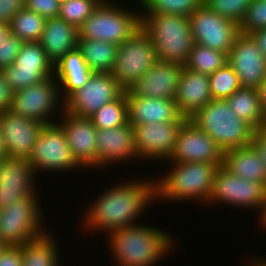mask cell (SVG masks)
<instances>
[{
  "mask_svg": "<svg viewBox=\"0 0 266 266\" xmlns=\"http://www.w3.org/2000/svg\"><path fill=\"white\" fill-rule=\"evenodd\" d=\"M109 188L99 194L82 214L84 232L97 233L99 230L108 235L114 230L135 225L147 207L155 202L153 177L123 180Z\"/></svg>",
  "mask_w": 266,
  "mask_h": 266,
  "instance_id": "1",
  "label": "cell"
},
{
  "mask_svg": "<svg viewBox=\"0 0 266 266\" xmlns=\"http://www.w3.org/2000/svg\"><path fill=\"white\" fill-rule=\"evenodd\" d=\"M173 237L156 226L138 223L110 232L106 241L115 266H156L172 254Z\"/></svg>",
  "mask_w": 266,
  "mask_h": 266,
  "instance_id": "2",
  "label": "cell"
},
{
  "mask_svg": "<svg viewBox=\"0 0 266 266\" xmlns=\"http://www.w3.org/2000/svg\"><path fill=\"white\" fill-rule=\"evenodd\" d=\"M170 162L160 178H154L155 201L181 203L184 201L206 205L212 192L214 176L223 164L213 162ZM170 201V202H169Z\"/></svg>",
  "mask_w": 266,
  "mask_h": 266,
  "instance_id": "3",
  "label": "cell"
},
{
  "mask_svg": "<svg viewBox=\"0 0 266 266\" xmlns=\"http://www.w3.org/2000/svg\"><path fill=\"white\" fill-rule=\"evenodd\" d=\"M141 28L149 35L158 60L185 65L195 44L189 17L141 14Z\"/></svg>",
  "mask_w": 266,
  "mask_h": 266,
  "instance_id": "4",
  "label": "cell"
},
{
  "mask_svg": "<svg viewBox=\"0 0 266 266\" xmlns=\"http://www.w3.org/2000/svg\"><path fill=\"white\" fill-rule=\"evenodd\" d=\"M225 152L252 143L254 129L230 108L226 99H212L189 118Z\"/></svg>",
  "mask_w": 266,
  "mask_h": 266,
  "instance_id": "5",
  "label": "cell"
},
{
  "mask_svg": "<svg viewBox=\"0 0 266 266\" xmlns=\"http://www.w3.org/2000/svg\"><path fill=\"white\" fill-rule=\"evenodd\" d=\"M135 8L103 0L78 28L79 38L122 44L141 27V9Z\"/></svg>",
  "mask_w": 266,
  "mask_h": 266,
  "instance_id": "6",
  "label": "cell"
},
{
  "mask_svg": "<svg viewBox=\"0 0 266 266\" xmlns=\"http://www.w3.org/2000/svg\"><path fill=\"white\" fill-rule=\"evenodd\" d=\"M39 201L36 193L0 210V240L5 246H20L49 231L43 225L44 212Z\"/></svg>",
  "mask_w": 266,
  "mask_h": 266,
  "instance_id": "7",
  "label": "cell"
},
{
  "mask_svg": "<svg viewBox=\"0 0 266 266\" xmlns=\"http://www.w3.org/2000/svg\"><path fill=\"white\" fill-rule=\"evenodd\" d=\"M10 111L43 124L56 122L54 115L58 113L60 115L64 111V102L60 96L58 81L53 76L13 92Z\"/></svg>",
  "mask_w": 266,
  "mask_h": 266,
  "instance_id": "8",
  "label": "cell"
},
{
  "mask_svg": "<svg viewBox=\"0 0 266 266\" xmlns=\"http://www.w3.org/2000/svg\"><path fill=\"white\" fill-rule=\"evenodd\" d=\"M28 160L37 175L43 171L46 174L82 168L72 156L65 133L57 122L44 124Z\"/></svg>",
  "mask_w": 266,
  "mask_h": 266,
  "instance_id": "9",
  "label": "cell"
},
{
  "mask_svg": "<svg viewBox=\"0 0 266 266\" xmlns=\"http://www.w3.org/2000/svg\"><path fill=\"white\" fill-rule=\"evenodd\" d=\"M228 204L230 207L257 209L262 211L266 203V183L237 177L221 165L213 181L212 192L207 205ZM213 204V205H212Z\"/></svg>",
  "mask_w": 266,
  "mask_h": 266,
  "instance_id": "10",
  "label": "cell"
},
{
  "mask_svg": "<svg viewBox=\"0 0 266 266\" xmlns=\"http://www.w3.org/2000/svg\"><path fill=\"white\" fill-rule=\"evenodd\" d=\"M157 61L156 50L149 35L139 27L129 40L118 45L112 74L126 91Z\"/></svg>",
  "mask_w": 266,
  "mask_h": 266,
  "instance_id": "11",
  "label": "cell"
},
{
  "mask_svg": "<svg viewBox=\"0 0 266 266\" xmlns=\"http://www.w3.org/2000/svg\"><path fill=\"white\" fill-rule=\"evenodd\" d=\"M124 92L112 73H93L82 88L64 101V110L75 116L90 117Z\"/></svg>",
  "mask_w": 266,
  "mask_h": 266,
  "instance_id": "12",
  "label": "cell"
},
{
  "mask_svg": "<svg viewBox=\"0 0 266 266\" xmlns=\"http://www.w3.org/2000/svg\"><path fill=\"white\" fill-rule=\"evenodd\" d=\"M191 32L195 44L229 54L236 37L240 34L239 25L201 5L189 16Z\"/></svg>",
  "mask_w": 266,
  "mask_h": 266,
  "instance_id": "13",
  "label": "cell"
},
{
  "mask_svg": "<svg viewBox=\"0 0 266 266\" xmlns=\"http://www.w3.org/2000/svg\"><path fill=\"white\" fill-rule=\"evenodd\" d=\"M224 152L192 121L186 119L178 130L170 158L173 162H213L223 164Z\"/></svg>",
  "mask_w": 266,
  "mask_h": 266,
  "instance_id": "14",
  "label": "cell"
},
{
  "mask_svg": "<svg viewBox=\"0 0 266 266\" xmlns=\"http://www.w3.org/2000/svg\"><path fill=\"white\" fill-rule=\"evenodd\" d=\"M55 121L63 129L72 156L82 169L97 168V129L89 117L72 115L65 110Z\"/></svg>",
  "mask_w": 266,
  "mask_h": 266,
  "instance_id": "15",
  "label": "cell"
},
{
  "mask_svg": "<svg viewBox=\"0 0 266 266\" xmlns=\"http://www.w3.org/2000/svg\"><path fill=\"white\" fill-rule=\"evenodd\" d=\"M183 122L147 123L133 126L138 160L144 162L170 158Z\"/></svg>",
  "mask_w": 266,
  "mask_h": 266,
  "instance_id": "16",
  "label": "cell"
},
{
  "mask_svg": "<svg viewBox=\"0 0 266 266\" xmlns=\"http://www.w3.org/2000/svg\"><path fill=\"white\" fill-rule=\"evenodd\" d=\"M227 61L241 87L257 89L266 78V57L250 35L240 33L236 37Z\"/></svg>",
  "mask_w": 266,
  "mask_h": 266,
  "instance_id": "17",
  "label": "cell"
},
{
  "mask_svg": "<svg viewBox=\"0 0 266 266\" xmlns=\"http://www.w3.org/2000/svg\"><path fill=\"white\" fill-rule=\"evenodd\" d=\"M97 169L131 162L138 159L135 132L131 124L121 127L97 129ZM129 160V161H128ZM126 161V162H125ZM122 162V163H120ZM110 164V165H109Z\"/></svg>",
  "mask_w": 266,
  "mask_h": 266,
  "instance_id": "18",
  "label": "cell"
},
{
  "mask_svg": "<svg viewBox=\"0 0 266 266\" xmlns=\"http://www.w3.org/2000/svg\"><path fill=\"white\" fill-rule=\"evenodd\" d=\"M37 175L27 158H5L0 171V209L37 193ZM36 181V182H35Z\"/></svg>",
  "mask_w": 266,
  "mask_h": 266,
  "instance_id": "19",
  "label": "cell"
},
{
  "mask_svg": "<svg viewBox=\"0 0 266 266\" xmlns=\"http://www.w3.org/2000/svg\"><path fill=\"white\" fill-rule=\"evenodd\" d=\"M44 124L10 110L0 112V128L9 158H29Z\"/></svg>",
  "mask_w": 266,
  "mask_h": 266,
  "instance_id": "20",
  "label": "cell"
},
{
  "mask_svg": "<svg viewBox=\"0 0 266 266\" xmlns=\"http://www.w3.org/2000/svg\"><path fill=\"white\" fill-rule=\"evenodd\" d=\"M182 68L179 63L158 60L126 90V96L174 100Z\"/></svg>",
  "mask_w": 266,
  "mask_h": 266,
  "instance_id": "21",
  "label": "cell"
},
{
  "mask_svg": "<svg viewBox=\"0 0 266 266\" xmlns=\"http://www.w3.org/2000/svg\"><path fill=\"white\" fill-rule=\"evenodd\" d=\"M212 99L209 76L183 66L174 98L180 114L189 119Z\"/></svg>",
  "mask_w": 266,
  "mask_h": 266,
  "instance_id": "22",
  "label": "cell"
},
{
  "mask_svg": "<svg viewBox=\"0 0 266 266\" xmlns=\"http://www.w3.org/2000/svg\"><path fill=\"white\" fill-rule=\"evenodd\" d=\"M128 123L132 126L147 123L184 122L186 120L172 99L126 96Z\"/></svg>",
  "mask_w": 266,
  "mask_h": 266,
  "instance_id": "23",
  "label": "cell"
},
{
  "mask_svg": "<svg viewBox=\"0 0 266 266\" xmlns=\"http://www.w3.org/2000/svg\"><path fill=\"white\" fill-rule=\"evenodd\" d=\"M78 39L77 27L55 17L46 20L39 42L46 56L54 64L67 52L77 48Z\"/></svg>",
  "mask_w": 266,
  "mask_h": 266,
  "instance_id": "24",
  "label": "cell"
},
{
  "mask_svg": "<svg viewBox=\"0 0 266 266\" xmlns=\"http://www.w3.org/2000/svg\"><path fill=\"white\" fill-rule=\"evenodd\" d=\"M93 74L78 48L67 52L54 63V78L59 83L63 102L82 88Z\"/></svg>",
  "mask_w": 266,
  "mask_h": 266,
  "instance_id": "25",
  "label": "cell"
},
{
  "mask_svg": "<svg viewBox=\"0 0 266 266\" xmlns=\"http://www.w3.org/2000/svg\"><path fill=\"white\" fill-rule=\"evenodd\" d=\"M223 166L237 177L266 183V170L252 144L224 152Z\"/></svg>",
  "mask_w": 266,
  "mask_h": 266,
  "instance_id": "26",
  "label": "cell"
},
{
  "mask_svg": "<svg viewBox=\"0 0 266 266\" xmlns=\"http://www.w3.org/2000/svg\"><path fill=\"white\" fill-rule=\"evenodd\" d=\"M57 246V240L50 230L41 237L20 245L22 266H61V250Z\"/></svg>",
  "mask_w": 266,
  "mask_h": 266,
  "instance_id": "27",
  "label": "cell"
},
{
  "mask_svg": "<svg viewBox=\"0 0 266 266\" xmlns=\"http://www.w3.org/2000/svg\"><path fill=\"white\" fill-rule=\"evenodd\" d=\"M78 50L93 73H112L118 45L85 38L78 39Z\"/></svg>",
  "mask_w": 266,
  "mask_h": 266,
  "instance_id": "28",
  "label": "cell"
},
{
  "mask_svg": "<svg viewBox=\"0 0 266 266\" xmlns=\"http://www.w3.org/2000/svg\"><path fill=\"white\" fill-rule=\"evenodd\" d=\"M226 100L236 116L254 130L263 127L265 112L261 107L257 89L240 87Z\"/></svg>",
  "mask_w": 266,
  "mask_h": 266,
  "instance_id": "29",
  "label": "cell"
},
{
  "mask_svg": "<svg viewBox=\"0 0 266 266\" xmlns=\"http://www.w3.org/2000/svg\"><path fill=\"white\" fill-rule=\"evenodd\" d=\"M5 80L13 92L35 85L54 76V67L20 65L14 62L2 69Z\"/></svg>",
  "mask_w": 266,
  "mask_h": 266,
  "instance_id": "30",
  "label": "cell"
},
{
  "mask_svg": "<svg viewBox=\"0 0 266 266\" xmlns=\"http://www.w3.org/2000/svg\"><path fill=\"white\" fill-rule=\"evenodd\" d=\"M227 60L228 55L221 51L194 44L184 67L209 76L228 63Z\"/></svg>",
  "mask_w": 266,
  "mask_h": 266,
  "instance_id": "31",
  "label": "cell"
},
{
  "mask_svg": "<svg viewBox=\"0 0 266 266\" xmlns=\"http://www.w3.org/2000/svg\"><path fill=\"white\" fill-rule=\"evenodd\" d=\"M46 20L34 11L23 8L13 16L9 31L23 42L39 41Z\"/></svg>",
  "mask_w": 266,
  "mask_h": 266,
  "instance_id": "32",
  "label": "cell"
},
{
  "mask_svg": "<svg viewBox=\"0 0 266 266\" xmlns=\"http://www.w3.org/2000/svg\"><path fill=\"white\" fill-rule=\"evenodd\" d=\"M96 129L121 127L128 123L126 91L116 100L102 106L89 117Z\"/></svg>",
  "mask_w": 266,
  "mask_h": 266,
  "instance_id": "33",
  "label": "cell"
},
{
  "mask_svg": "<svg viewBox=\"0 0 266 266\" xmlns=\"http://www.w3.org/2000/svg\"><path fill=\"white\" fill-rule=\"evenodd\" d=\"M201 5L200 0H150L140 12L141 14H168L189 17Z\"/></svg>",
  "mask_w": 266,
  "mask_h": 266,
  "instance_id": "34",
  "label": "cell"
},
{
  "mask_svg": "<svg viewBox=\"0 0 266 266\" xmlns=\"http://www.w3.org/2000/svg\"><path fill=\"white\" fill-rule=\"evenodd\" d=\"M209 80L213 99H228L241 87L238 76L229 63L209 75Z\"/></svg>",
  "mask_w": 266,
  "mask_h": 266,
  "instance_id": "35",
  "label": "cell"
},
{
  "mask_svg": "<svg viewBox=\"0 0 266 266\" xmlns=\"http://www.w3.org/2000/svg\"><path fill=\"white\" fill-rule=\"evenodd\" d=\"M103 0H69L61 4L59 18L79 28Z\"/></svg>",
  "mask_w": 266,
  "mask_h": 266,
  "instance_id": "36",
  "label": "cell"
},
{
  "mask_svg": "<svg viewBox=\"0 0 266 266\" xmlns=\"http://www.w3.org/2000/svg\"><path fill=\"white\" fill-rule=\"evenodd\" d=\"M251 2L252 0H204L202 4L210 11L239 25Z\"/></svg>",
  "mask_w": 266,
  "mask_h": 266,
  "instance_id": "37",
  "label": "cell"
},
{
  "mask_svg": "<svg viewBox=\"0 0 266 266\" xmlns=\"http://www.w3.org/2000/svg\"><path fill=\"white\" fill-rule=\"evenodd\" d=\"M266 28V0H252L239 24V32L249 35L253 31Z\"/></svg>",
  "mask_w": 266,
  "mask_h": 266,
  "instance_id": "38",
  "label": "cell"
},
{
  "mask_svg": "<svg viewBox=\"0 0 266 266\" xmlns=\"http://www.w3.org/2000/svg\"><path fill=\"white\" fill-rule=\"evenodd\" d=\"M15 62L20 65L54 67L39 41L23 42Z\"/></svg>",
  "mask_w": 266,
  "mask_h": 266,
  "instance_id": "39",
  "label": "cell"
},
{
  "mask_svg": "<svg viewBox=\"0 0 266 266\" xmlns=\"http://www.w3.org/2000/svg\"><path fill=\"white\" fill-rule=\"evenodd\" d=\"M23 41L12 34L10 31L6 33L0 42V69L12 65L20 52Z\"/></svg>",
  "mask_w": 266,
  "mask_h": 266,
  "instance_id": "40",
  "label": "cell"
},
{
  "mask_svg": "<svg viewBox=\"0 0 266 266\" xmlns=\"http://www.w3.org/2000/svg\"><path fill=\"white\" fill-rule=\"evenodd\" d=\"M61 3L58 0H24V8L48 19L59 16Z\"/></svg>",
  "mask_w": 266,
  "mask_h": 266,
  "instance_id": "41",
  "label": "cell"
},
{
  "mask_svg": "<svg viewBox=\"0 0 266 266\" xmlns=\"http://www.w3.org/2000/svg\"><path fill=\"white\" fill-rule=\"evenodd\" d=\"M24 8V0H0V22L9 26L13 16Z\"/></svg>",
  "mask_w": 266,
  "mask_h": 266,
  "instance_id": "42",
  "label": "cell"
},
{
  "mask_svg": "<svg viewBox=\"0 0 266 266\" xmlns=\"http://www.w3.org/2000/svg\"><path fill=\"white\" fill-rule=\"evenodd\" d=\"M20 246H5L0 252V266H22Z\"/></svg>",
  "mask_w": 266,
  "mask_h": 266,
  "instance_id": "43",
  "label": "cell"
},
{
  "mask_svg": "<svg viewBox=\"0 0 266 266\" xmlns=\"http://www.w3.org/2000/svg\"><path fill=\"white\" fill-rule=\"evenodd\" d=\"M13 98V91L5 80L2 69H0V112L10 110Z\"/></svg>",
  "mask_w": 266,
  "mask_h": 266,
  "instance_id": "44",
  "label": "cell"
},
{
  "mask_svg": "<svg viewBox=\"0 0 266 266\" xmlns=\"http://www.w3.org/2000/svg\"><path fill=\"white\" fill-rule=\"evenodd\" d=\"M257 150L266 170V129L260 127L253 132L252 143Z\"/></svg>",
  "mask_w": 266,
  "mask_h": 266,
  "instance_id": "45",
  "label": "cell"
},
{
  "mask_svg": "<svg viewBox=\"0 0 266 266\" xmlns=\"http://www.w3.org/2000/svg\"><path fill=\"white\" fill-rule=\"evenodd\" d=\"M249 35L257 43L258 49L266 57V28L253 31Z\"/></svg>",
  "mask_w": 266,
  "mask_h": 266,
  "instance_id": "46",
  "label": "cell"
},
{
  "mask_svg": "<svg viewBox=\"0 0 266 266\" xmlns=\"http://www.w3.org/2000/svg\"><path fill=\"white\" fill-rule=\"evenodd\" d=\"M257 92L260 98L261 107L264 112H266V78L258 86Z\"/></svg>",
  "mask_w": 266,
  "mask_h": 266,
  "instance_id": "47",
  "label": "cell"
},
{
  "mask_svg": "<svg viewBox=\"0 0 266 266\" xmlns=\"http://www.w3.org/2000/svg\"><path fill=\"white\" fill-rule=\"evenodd\" d=\"M260 226L266 229V203L263 205L262 211L257 215Z\"/></svg>",
  "mask_w": 266,
  "mask_h": 266,
  "instance_id": "48",
  "label": "cell"
},
{
  "mask_svg": "<svg viewBox=\"0 0 266 266\" xmlns=\"http://www.w3.org/2000/svg\"><path fill=\"white\" fill-rule=\"evenodd\" d=\"M249 259L250 260H248V261H250V262H248V264L246 265V266H266V259L265 258H254V257H249Z\"/></svg>",
  "mask_w": 266,
  "mask_h": 266,
  "instance_id": "49",
  "label": "cell"
},
{
  "mask_svg": "<svg viewBox=\"0 0 266 266\" xmlns=\"http://www.w3.org/2000/svg\"><path fill=\"white\" fill-rule=\"evenodd\" d=\"M7 151L4 145V140L2 137V133H1V128H0V160H3L5 158H7Z\"/></svg>",
  "mask_w": 266,
  "mask_h": 266,
  "instance_id": "50",
  "label": "cell"
},
{
  "mask_svg": "<svg viewBox=\"0 0 266 266\" xmlns=\"http://www.w3.org/2000/svg\"><path fill=\"white\" fill-rule=\"evenodd\" d=\"M9 31V26L0 22V42L3 40L6 33Z\"/></svg>",
  "mask_w": 266,
  "mask_h": 266,
  "instance_id": "51",
  "label": "cell"
},
{
  "mask_svg": "<svg viewBox=\"0 0 266 266\" xmlns=\"http://www.w3.org/2000/svg\"><path fill=\"white\" fill-rule=\"evenodd\" d=\"M136 1V3L135 2H133L134 4H139V7H140V9H142L145 5H146V3H148L150 0H135Z\"/></svg>",
  "mask_w": 266,
  "mask_h": 266,
  "instance_id": "52",
  "label": "cell"
},
{
  "mask_svg": "<svg viewBox=\"0 0 266 266\" xmlns=\"http://www.w3.org/2000/svg\"><path fill=\"white\" fill-rule=\"evenodd\" d=\"M5 245L0 240V252L4 249Z\"/></svg>",
  "mask_w": 266,
  "mask_h": 266,
  "instance_id": "53",
  "label": "cell"
},
{
  "mask_svg": "<svg viewBox=\"0 0 266 266\" xmlns=\"http://www.w3.org/2000/svg\"><path fill=\"white\" fill-rule=\"evenodd\" d=\"M263 127L266 129V112H265V121Z\"/></svg>",
  "mask_w": 266,
  "mask_h": 266,
  "instance_id": "54",
  "label": "cell"
},
{
  "mask_svg": "<svg viewBox=\"0 0 266 266\" xmlns=\"http://www.w3.org/2000/svg\"><path fill=\"white\" fill-rule=\"evenodd\" d=\"M61 4L64 3V2H67L69 0H58Z\"/></svg>",
  "mask_w": 266,
  "mask_h": 266,
  "instance_id": "55",
  "label": "cell"
},
{
  "mask_svg": "<svg viewBox=\"0 0 266 266\" xmlns=\"http://www.w3.org/2000/svg\"><path fill=\"white\" fill-rule=\"evenodd\" d=\"M1 167H2V160H0V171H1Z\"/></svg>",
  "mask_w": 266,
  "mask_h": 266,
  "instance_id": "56",
  "label": "cell"
}]
</instances>
